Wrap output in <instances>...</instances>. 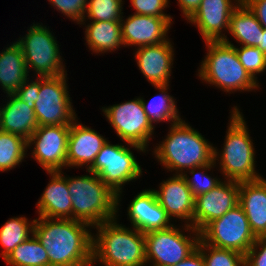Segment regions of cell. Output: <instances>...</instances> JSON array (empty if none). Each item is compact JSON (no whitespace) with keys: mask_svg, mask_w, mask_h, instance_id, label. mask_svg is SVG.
<instances>
[{"mask_svg":"<svg viewBox=\"0 0 266 266\" xmlns=\"http://www.w3.org/2000/svg\"><path fill=\"white\" fill-rule=\"evenodd\" d=\"M89 226L76 219L38 217L33 234L46 249L50 266H92Z\"/></svg>","mask_w":266,"mask_h":266,"instance_id":"1","label":"cell"},{"mask_svg":"<svg viewBox=\"0 0 266 266\" xmlns=\"http://www.w3.org/2000/svg\"><path fill=\"white\" fill-rule=\"evenodd\" d=\"M92 263L97 260L105 266H144L146 250L144 233L117 224L116 218L95 225Z\"/></svg>","mask_w":266,"mask_h":266,"instance_id":"2","label":"cell"},{"mask_svg":"<svg viewBox=\"0 0 266 266\" xmlns=\"http://www.w3.org/2000/svg\"><path fill=\"white\" fill-rule=\"evenodd\" d=\"M170 124L168 136L154 150L155 157L166 169L182 175L183 170L214 160V147L198 131L182 119Z\"/></svg>","mask_w":266,"mask_h":266,"instance_id":"3","label":"cell"},{"mask_svg":"<svg viewBox=\"0 0 266 266\" xmlns=\"http://www.w3.org/2000/svg\"><path fill=\"white\" fill-rule=\"evenodd\" d=\"M208 53L202 61L198 76L203 81L222 88L224 92L252 91L258 81L243 67L235 46L225 38L223 41H205Z\"/></svg>","mask_w":266,"mask_h":266,"instance_id":"4","label":"cell"},{"mask_svg":"<svg viewBox=\"0 0 266 266\" xmlns=\"http://www.w3.org/2000/svg\"><path fill=\"white\" fill-rule=\"evenodd\" d=\"M75 178L67 177L72 201V219L86 222L95 227L112 220L117 211L115 194L95 173Z\"/></svg>","mask_w":266,"mask_h":266,"instance_id":"5","label":"cell"},{"mask_svg":"<svg viewBox=\"0 0 266 266\" xmlns=\"http://www.w3.org/2000/svg\"><path fill=\"white\" fill-rule=\"evenodd\" d=\"M246 122L237 107H234L225 138L223 151L214 147V161L220 159L221 172L227 180L255 181L261 177L255 171V151ZM219 158V159H216Z\"/></svg>","mask_w":266,"mask_h":266,"instance_id":"6","label":"cell"},{"mask_svg":"<svg viewBox=\"0 0 266 266\" xmlns=\"http://www.w3.org/2000/svg\"><path fill=\"white\" fill-rule=\"evenodd\" d=\"M200 239L211 246L236 251L245 256L256 242L244 210L238 204L222 217L209 222L201 231Z\"/></svg>","mask_w":266,"mask_h":266,"instance_id":"7","label":"cell"},{"mask_svg":"<svg viewBox=\"0 0 266 266\" xmlns=\"http://www.w3.org/2000/svg\"><path fill=\"white\" fill-rule=\"evenodd\" d=\"M87 172L98 175L102 182L117 194V210H119L122 184L139 178L142 169L128 147L109 144L107 140Z\"/></svg>","mask_w":266,"mask_h":266,"instance_id":"8","label":"cell"},{"mask_svg":"<svg viewBox=\"0 0 266 266\" xmlns=\"http://www.w3.org/2000/svg\"><path fill=\"white\" fill-rule=\"evenodd\" d=\"M16 43L22 50L28 72L33 68L39 77H56L66 73L59 45L46 26L33 24L25 37Z\"/></svg>","mask_w":266,"mask_h":266,"instance_id":"9","label":"cell"},{"mask_svg":"<svg viewBox=\"0 0 266 266\" xmlns=\"http://www.w3.org/2000/svg\"><path fill=\"white\" fill-rule=\"evenodd\" d=\"M102 108L117 136L130 147L145 152L154 126L144 111L141 98Z\"/></svg>","mask_w":266,"mask_h":266,"instance_id":"10","label":"cell"},{"mask_svg":"<svg viewBox=\"0 0 266 266\" xmlns=\"http://www.w3.org/2000/svg\"><path fill=\"white\" fill-rule=\"evenodd\" d=\"M66 75L40 77L39 98L34 106L38 126L71 125L76 120Z\"/></svg>","mask_w":266,"mask_h":266,"instance_id":"11","label":"cell"},{"mask_svg":"<svg viewBox=\"0 0 266 266\" xmlns=\"http://www.w3.org/2000/svg\"><path fill=\"white\" fill-rule=\"evenodd\" d=\"M179 230L172 225L145 233L146 263L149 261L154 266H173L191 254L197 248L200 232L195 231L192 239Z\"/></svg>","mask_w":266,"mask_h":266,"instance_id":"12","label":"cell"},{"mask_svg":"<svg viewBox=\"0 0 266 266\" xmlns=\"http://www.w3.org/2000/svg\"><path fill=\"white\" fill-rule=\"evenodd\" d=\"M69 133L70 125L38 126L27 140L28 148L35 146L32 156L47 172L66 166Z\"/></svg>","mask_w":266,"mask_h":266,"instance_id":"13","label":"cell"},{"mask_svg":"<svg viewBox=\"0 0 266 266\" xmlns=\"http://www.w3.org/2000/svg\"><path fill=\"white\" fill-rule=\"evenodd\" d=\"M239 203V182L227 180L195 197L193 228L201 231L209 222L222 217Z\"/></svg>","mask_w":266,"mask_h":266,"instance_id":"14","label":"cell"},{"mask_svg":"<svg viewBox=\"0 0 266 266\" xmlns=\"http://www.w3.org/2000/svg\"><path fill=\"white\" fill-rule=\"evenodd\" d=\"M159 188L160 191L154 190V192L158 203L166 211L168 217L170 219L171 217H177L181 220H187L184 230H189V232L192 230V233H195L197 231L193 228L195 198L184 176L175 174L168 180L163 181Z\"/></svg>","mask_w":266,"mask_h":266,"instance_id":"15","label":"cell"},{"mask_svg":"<svg viewBox=\"0 0 266 266\" xmlns=\"http://www.w3.org/2000/svg\"><path fill=\"white\" fill-rule=\"evenodd\" d=\"M241 1L233 4L232 0H202L187 20L198 26L204 41H223L227 35L222 30H229L231 14Z\"/></svg>","mask_w":266,"mask_h":266,"instance_id":"16","label":"cell"},{"mask_svg":"<svg viewBox=\"0 0 266 266\" xmlns=\"http://www.w3.org/2000/svg\"><path fill=\"white\" fill-rule=\"evenodd\" d=\"M121 19L122 40L125 46H148L164 43L172 18L135 14Z\"/></svg>","mask_w":266,"mask_h":266,"instance_id":"17","label":"cell"},{"mask_svg":"<svg viewBox=\"0 0 266 266\" xmlns=\"http://www.w3.org/2000/svg\"><path fill=\"white\" fill-rule=\"evenodd\" d=\"M170 40L139 47L135 53L137 65L152 86L169 85L174 54Z\"/></svg>","mask_w":266,"mask_h":266,"instance_id":"18","label":"cell"},{"mask_svg":"<svg viewBox=\"0 0 266 266\" xmlns=\"http://www.w3.org/2000/svg\"><path fill=\"white\" fill-rule=\"evenodd\" d=\"M107 142L106 138L76 120L70 125L68 137L66 167L87 166V170L93 165L96 155Z\"/></svg>","mask_w":266,"mask_h":266,"instance_id":"19","label":"cell"},{"mask_svg":"<svg viewBox=\"0 0 266 266\" xmlns=\"http://www.w3.org/2000/svg\"><path fill=\"white\" fill-rule=\"evenodd\" d=\"M128 216L133 228L142 233L165 229L173 224L166 211L158 203L154 190L138 193L128 207Z\"/></svg>","mask_w":266,"mask_h":266,"instance_id":"20","label":"cell"},{"mask_svg":"<svg viewBox=\"0 0 266 266\" xmlns=\"http://www.w3.org/2000/svg\"><path fill=\"white\" fill-rule=\"evenodd\" d=\"M256 237L266 236V180L239 182V203Z\"/></svg>","mask_w":266,"mask_h":266,"instance_id":"21","label":"cell"},{"mask_svg":"<svg viewBox=\"0 0 266 266\" xmlns=\"http://www.w3.org/2000/svg\"><path fill=\"white\" fill-rule=\"evenodd\" d=\"M50 183L38 200L39 217L72 219V201L67 185V177L61 171H48Z\"/></svg>","mask_w":266,"mask_h":266,"instance_id":"22","label":"cell"},{"mask_svg":"<svg viewBox=\"0 0 266 266\" xmlns=\"http://www.w3.org/2000/svg\"><path fill=\"white\" fill-rule=\"evenodd\" d=\"M9 101L1 108L0 131L18 135L25 140L38 128L34 109L15 94H8Z\"/></svg>","mask_w":266,"mask_h":266,"instance_id":"23","label":"cell"},{"mask_svg":"<svg viewBox=\"0 0 266 266\" xmlns=\"http://www.w3.org/2000/svg\"><path fill=\"white\" fill-rule=\"evenodd\" d=\"M24 55L15 42L0 53V85L7 94H14L29 79Z\"/></svg>","mask_w":266,"mask_h":266,"instance_id":"24","label":"cell"},{"mask_svg":"<svg viewBox=\"0 0 266 266\" xmlns=\"http://www.w3.org/2000/svg\"><path fill=\"white\" fill-rule=\"evenodd\" d=\"M263 29L255 14L241 1L231 14L228 32L242 46L258 47Z\"/></svg>","mask_w":266,"mask_h":266,"instance_id":"25","label":"cell"},{"mask_svg":"<svg viewBox=\"0 0 266 266\" xmlns=\"http://www.w3.org/2000/svg\"><path fill=\"white\" fill-rule=\"evenodd\" d=\"M85 30L87 45L95 53L111 52L124 45L121 22L92 21Z\"/></svg>","mask_w":266,"mask_h":266,"instance_id":"26","label":"cell"},{"mask_svg":"<svg viewBox=\"0 0 266 266\" xmlns=\"http://www.w3.org/2000/svg\"><path fill=\"white\" fill-rule=\"evenodd\" d=\"M11 251L4 261L12 266H50L46 249L39 242L38 238L32 234Z\"/></svg>","mask_w":266,"mask_h":266,"instance_id":"27","label":"cell"},{"mask_svg":"<svg viewBox=\"0 0 266 266\" xmlns=\"http://www.w3.org/2000/svg\"><path fill=\"white\" fill-rule=\"evenodd\" d=\"M168 86H155L156 89L160 90L161 95L155 96L148 104L141 98L144 111L152 123L161 121H172V123H175L181 120L178 115L175 99L171 95L166 94L167 89H169Z\"/></svg>","mask_w":266,"mask_h":266,"instance_id":"28","label":"cell"},{"mask_svg":"<svg viewBox=\"0 0 266 266\" xmlns=\"http://www.w3.org/2000/svg\"><path fill=\"white\" fill-rule=\"evenodd\" d=\"M34 222H28L25 217H15L10 218L1 228H0V244L3 247L0 253L5 259L7 255L15 249L17 245L27 240L33 234Z\"/></svg>","mask_w":266,"mask_h":266,"instance_id":"29","label":"cell"},{"mask_svg":"<svg viewBox=\"0 0 266 266\" xmlns=\"http://www.w3.org/2000/svg\"><path fill=\"white\" fill-rule=\"evenodd\" d=\"M25 150H27V140L0 131V171L11 170L19 165L27 154Z\"/></svg>","mask_w":266,"mask_h":266,"instance_id":"30","label":"cell"},{"mask_svg":"<svg viewBox=\"0 0 266 266\" xmlns=\"http://www.w3.org/2000/svg\"><path fill=\"white\" fill-rule=\"evenodd\" d=\"M197 247L202 253L205 266H245V256L236 251L211 246L201 239Z\"/></svg>","mask_w":266,"mask_h":266,"instance_id":"31","label":"cell"},{"mask_svg":"<svg viewBox=\"0 0 266 266\" xmlns=\"http://www.w3.org/2000/svg\"><path fill=\"white\" fill-rule=\"evenodd\" d=\"M122 0H89L85 14L91 21L120 22Z\"/></svg>","mask_w":266,"mask_h":266,"instance_id":"32","label":"cell"},{"mask_svg":"<svg viewBox=\"0 0 266 266\" xmlns=\"http://www.w3.org/2000/svg\"><path fill=\"white\" fill-rule=\"evenodd\" d=\"M215 163L216 161L213 160L210 164H205L199 167H195L193 169H189L190 174L193 175L191 178H189V176L187 177V174H182L194 198L201 194L209 192L221 183V180H218L217 178H212L211 176L203 172H195L196 170L200 169L204 171L209 170L214 167L213 165H215Z\"/></svg>","mask_w":266,"mask_h":266,"instance_id":"33","label":"cell"},{"mask_svg":"<svg viewBox=\"0 0 266 266\" xmlns=\"http://www.w3.org/2000/svg\"><path fill=\"white\" fill-rule=\"evenodd\" d=\"M235 50L245 70L257 80L255 75L266 69V54L258 47L241 46L237 48L235 46Z\"/></svg>","mask_w":266,"mask_h":266,"instance_id":"34","label":"cell"},{"mask_svg":"<svg viewBox=\"0 0 266 266\" xmlns=\"http://www.w3.org/2000/svg\"><path fill=\"white\" fill-rule=\"evenodd\" d=\"M53 7L61 11L65 16L76 21L78 24H84L88 0H48Z\"/></svg>","mask_w":266,"mask_h":266,"instance_id":"35","label":"cell"},{"mask_svg":"<svg viewBox=\"0 0 266 266\" xmlns=\"http://www.w3.org/2000/svg\"><path fill=\"white\" fill-rule=\"evenodd\" d=\"M131 3L136 10L135 14L171 18L163 13L164 8L168 6V0H131Z\"/></svg>","mask_w":266,"mask_h":266,"instance_id":"36","label":"cell"},{"mask_svg":"<svg viewBox=\"0 0 266 266\" xmlns=\"http://www.w3.org/2000/svg\"><path fill=\"white\" fill-rule=\"evenodd\" d=\"M245 266H266V236L257 237L256 242L245 254Z\"/></svg>","mask_w":266,"mask_h":266,"instance_id":"37","label":"cell"},{"mask_svg":"<svg viewBox=\"0 0 266 266\" xmlns=\"http://www.w3.org/2000/svg\"><path fill=\"white\" fill-rule=\"evenodd\" d=\"M39 80L32 81L29 83V80H26L23 85L14 93L21 101H24L26 105L34 109L35 101L39 98V89H40V77Z\"/></svg>","mask_w":266,"mask_h":266,"instance_id":"38","label":"cell"},{"mask_svg":"<svg viewBox=\"0 0 266 266\" xmlns=\"http://www.w3.org/2000/svg\"><path fill=\"white\" fill-rule=\"evenodd\" d=\"M266 29V0H242Z\"/></svg>","mask_w":266,"mask_h":266,"instance_id":"39","label":"cell"},{"mask_svg":"<svg viewBox=\"0 0 266 266\" xmlns=\"http://www.w3.org/2000/svg\"><path fill=\"white\" fill-rule=\"evenodd\" d=\"M173 266H205L204 258L200 249L197 247L184 260Z\"/></svg>","mask_w":266,"mask_h":266,"instance_id":"40","label":"cell"},{"mask_svg":"<svg viewBox=\"0 0 266 266\" xmlns=\"http://www.w3.org/2000/svg\"><path fill=\"white\" fill-rule=\"evenodd\" d=\"M183 15L188 19L199 7L202 0H177Z\"/></svg>","mask_w":266,"mask_h":266,"instance_id":"41","label":"cell"},{"mask_svg":"<svg viewBox=\"0 0 266 266\" xmlns=\"http://www.w3.org/2000/svg\"><path fill=\"white\" fill-rule=\"evenodd\" d=\"M258 48L266 54V29H263V35H261L260 38V45L258 46Z\"/></svg>","mask_w":266,"mask_h":266,"instance_id":"42","label":"cell"},{"mask_svg":"<svg viewBox=\"0 0 266 266\" xmlns=\"http://www.w3.org/2000/svg\"><path fill=\"white\" fill-rule=\"evenodd\" d=\"M0 128H1V108H0Z\"/></svg>","mask_w":266,"mask_h":266,"instance_id":"43","label":"cell"}]
</instances>
